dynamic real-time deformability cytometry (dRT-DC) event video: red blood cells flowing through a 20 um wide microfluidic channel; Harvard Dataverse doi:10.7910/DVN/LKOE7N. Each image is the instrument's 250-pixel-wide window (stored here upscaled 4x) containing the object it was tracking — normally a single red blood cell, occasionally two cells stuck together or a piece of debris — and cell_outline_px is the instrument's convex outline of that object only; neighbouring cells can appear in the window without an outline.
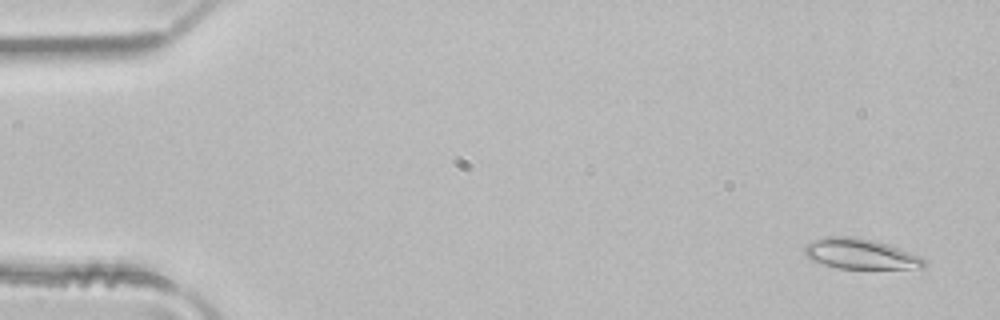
{"species": "common noctule bat (a hibernating species)", "species_latin": "Nyctalus noctula", "temperature_condition": "room temperature", "stored_images_in_passage": 4, "camera_frame_rate_fps": 3000, "um_per_image_px": 0.085, "animal": {"sex": "male", "body_mass_g": 21.5, "forearm_length_mm": 52.0}, "frame": {"image": 1, "passage_image": 1, "time_ms": 0.0, "image_size_px": [1000, 320], "cell_outline_px": [[924, 268], [836, 268], [812, 260], [804, 252], [804, 244], [828, 236], [852, 236], [872, 240], [888, 244], [920, 256], [924, 260]], "centroid_in_image_um": [73.11, 21.57], "position_along_channel_um": 11.9, "area_um2": 20.81}}